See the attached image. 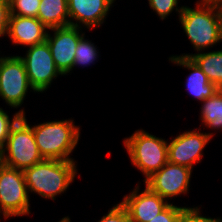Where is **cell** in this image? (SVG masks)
<instances>
[{"mask_svg":"<svg viewBox=\"0 0 222 222\" xmlns=\"http://www.w3.org/2000/svg\"><path fill=\"white\" fill-rule=\"evenodd\" d=\"M2 152L3 165L19 170L32 167L44 160L25 114L12 126Z\"/></svg>","mask_w":222,"mask_h":222,"instance_id":"5b68a950","label":"cell"},{"mask_svg":"<svg viewBox=\"0 0 222 222\" xmlns=\"http://www.w3.org/2000/svg\"><path fill=\"white\" fill-rule=\"evenodd\" d=\"M79 29L82 28L71 25L48 29L54 31V35L47 32L46 42L49 45L55 66L62 75L73 70L77 44L85 35V32L82 33V30Z\"/></svg>","mask_w":222,"mask_h":222,"instance_id":"8fae6325","label":"cell"},{"mask_svg":"<svg viewBox=\"0 0 222 222\" xmlns=\"http://www.w3.org/2000/svg\"><path fill=\"white\" fill-rule=\"evenodd\" d=\"M47 30L38 18L10 15L7 35L14 45L30 47L45 42Z\"/></svg>","mask_w":222,"mask_h":222,"instance_id":"5bb4252c","label":"cell"},{"mask_svg":"<svg viewBox=\"0 0 222 222\" xmlns=\"http://www.w3.org/2000/svg\"><path fill=\"white\" fill-rule=\"evenodd\" d=\"M10 18L9 0H0V37L7 35Z\"/></svg>","mask_w":222,"mask_h":222,"instance_id":"484cf974","label":"cell"},{"mask_svg":"<svg viewBox=\"0 0 222 222\" xmlns=\"http://www.w3.org/2000/svg\"><path fill=\"white\" fill-rule=\"evenodd\" d=\"M191 58L206 74L208 80L222 89V50L212 52H198L197 54L178 55Z\"/></svg>","mask_w":222,"mask_h":222,"instance_id":"e0dca14e","label":"cell"},{"mask_svg":"<svg viewBox=\"0 0 222 222\" xmlns=\"http://www.w3.org/2000/svg\"><path fill=\"white\" fill-rule=\"evenodd\" d=\"M123 142L132 164L144 175V181L168 162V142L163 138L138 129Z\"/></svg>","mask_w":222,"mask_h":222,"instance_id":"277c9868","label":"cell"},{"mask_svg":"<svg viewBox=\"0 0 222 222\" xmlns=\"http://www.w3.org/2000/svg\"><path fill=\"white\" fill-rule=\"evenodd\" d=\"M24 114H25L24 109H21L18 112H16L15 115H13L11 119L9 115L7 114V112H5L0 107V149L4 148L12 126Z\"/></svg>","mask_w":222,"mask_h":222,"instance_id":"44dd1931","label":"cell"},{"mask_svg":"<svg viewBox=\"0 0 222 222\" xmlns=\"http://www.w3.org/2000/svg\"><path fill=\"white\" fill-rule=\"evenodd\" d=\"M2 149H0V168L3 166V155Z\"/></svg>","mask_w":222,"mask_h":222,"instance_id":"f1b7e54d","label":"cell"},{"mask_svg":"<svg viewBox=\"0 0 222 222\" xmlns=\"http://www.w3.org/2000/svg\"><path fill=\"white\" fill-rule=\"evenodd\" d=\"M70 217L69 216H66V217H63L60 221L58 222H70Z\"/></svg>","mask_w":222,"mask_h":222,"instance_id":"83f0119b","label":"cell"},{"mask_svg":"<svg viewBox=\"0 0 222 222\" xmlns=\"http://www.w3.org/2000/svg\"><path fill=\"white\" fill-rule=\"evenodd\" d=\"M23 60L29 82L36 92H43L51 86L53 79L59 75L48 43L30 46L25 56H20Z\"/></svg>","mask_w":222,"mask_h":222,"instance_id":"ba28073f","label":"cell"},{"mask_svg":"<svg viewBox=\"0 0 222 222\" xmlns=\"http://www.w3.org/2000/svg\"><path fill=\"white\" fill-rule=\"evenodd\" d=\"M37 18L48 29L69 26L68 0H40Z\"/></svg>","mask_w":222,"mask_h":222,"instance_id":"2e32d148","label":"cell"},{"mask_svg":"<svg viewBox=\"0 0 222 222\" xmlns=\"http://www.w3.org/2000/svg\"><path fill=\"white\" fill-rule=\"evenodd\" d=\"M72 119L32 125L35 142L44 159L74 161L70 157L80 138V127Z\"/></svg>","mask_w":222,"mask_h":222,"instance_id":"3957f363","label":"cell"},{"mask_svg":"<svg viewBox=\"0 0 222 222\" xmlns=\"http://www.w3.org/2000/svg\"><path fill=\"white\" fill-rule=\"evenodd\" d=\"M98 222H131V220L125 207L119 203L114 205Z\"/></svg>","mask_w":222,"mask_h":222,"instance_id":"d4e9b609","label":"cell"},{"mask_svg":"<svg viewBox=\"0 0 222 222\" xmlns=\"http://www.w3.org/2000/svg\"><path fill=\"white\" fill-rule=\"evenodd\" d=\"M215 3L220 16V26H221V35H222V0H217L215 1Z\"/></svg>","mask_w":222,"mask_h":222,"instance_id":"4316f807","label":"cell"},{"mask_svg":"<svg viewBox=\"0 0 222 222\" xmlns=\"http://www.w3.org/2000/svg\"><path fill=\"white\" fill-rule=\"evenodd\" d=\"M115 0H68L70 25L92 29L106 19ZM76 21V22H75Z\"/></svg>","mask_w":222,"mask_h":222,"instance_id":"4fadbf2b","label":"cell"},{"mask_svg":"<svg viewBox=\"0 0 222 222\" xmlns=\"http://www.w3.org/2000/svg\"><path fill=\"white\" fill-rule=\"evenodd\" d=\"M29 192L23 170L0 168V213L8 217L30 214Z\"/></svg>","mask_w":222,"mask_h":222,"instance_id":"8992f818","label":"cell"},{"mask_svg":"<svg viewBox=\"0 0 222 222\" xmlns=\"http://www.w3.org/2000/svg\"><path fill=\"white\" fill-rule=\"evenodd\" d=\"M178 0H148L150 8L157 13L162 19H166L172 11H177L179 16L183 11L184 6L178 7Z\"/></svg>","mask_w":222,"mask_h":222,"instance_id":"7402d4cb","label":"cell"},{"mask_svg":"<svg viewBox=\"0 0 222 222\" xmlns=\"http://www.w3.org/2000/svg\"><path fill=\"white\" fill-rule=\"evenodd\" d=\"M76 161L44 159L40 163L23 170L28 192L40 195L44 199L55 200L61 195L77 175Z\"/></svg>","mask_w":222,"mask_h":222,"instance_id":"6da1fadb","label":"cell"},{"mask_svg":"<svg viewBox=\"0 0 222 222\" xmlns=\"http://www.w3.org/2000/svg\"><path fill=\"white\" fill-rule=\"evenodd\" d=\"M184 207H178L170 203L164 210L149 222H180Z\"/></svg>","mask_w":222,"mask_h":222,"instance_id":"603a6c76","label":"cell"},{"mask_svg":"<svg viewBox=\"0 0 222 222\" xmlns=\"http://www.w3.org/2000/svg\"><path fill=\"white\" fill-rule=\"evenodd\" d=\"M139 187L137 185L130 194L123 197L120 203L127 210L131 222H149L170 203L147 186L140 193Z\"/></svg>","mask_w":222,"mask_h":222,"instance_id":"7c38bea8","label":"cell"},{"mask_svg":"<svg viewBox=\"0 0 222 222\" xmlns=\"http://www.w3.org/2000/svg\"><path fill=\"white\" fill-rule=\"evenodd\" d=\"M179 22L197 52L222 41L220 16L215 1H197L193 9L184 6Z\"/></svg>","mask_w":222,"mask_h":222,"instance_id":"7a4b0ae2","label":"cell"},{"mask_svg":"<svg viewBox=\"0 0 222 222\" xmlns=\"http://www.w3.org/2000/svg\"><path fill=\"white\" fill-rule=\"evenodd\" d=\"M192 169L169 161L144 183L153 192L164 199L175 198L189 191Z\"/></svg>","mask_w":222,"mask_h":222,"instance_id":"9c48e42d","label":"cell"},{"mask_svg":"<svg viewBox=\"0 0 222 222\" xmlns=\"http://www.w3.org/2000/svg\"><path fill=\"white\" fill-rule=\"evenodd\" d=\"M10 15L37 18L40 0H9Z\"/></svg>","mask_w":222,"mask_h":222,"instance_id":"ffe728a7","label":"cell"},{"mask_svg":"<svg viewBox=\"0 0 222 222\" xmlns=\"http://www.w3.org/2000/svg\"><path fill=\"white\" fill-rule=\"evenodd\" d=\"M169 60L173 64L192 71L185 83L189 94L195 97L197 101L199 100L202 103L205 99L212 97L219 90L214 83L208 80L206 74L191 58L172 55L169 57Z\"/></svg>","mask_w":222,"mask_h":222,"instance_id":"9a60e30c","label":"cell"},{"mask_svg":"<svg viewBox=\"0 0 222 222\" xmlns=\"http://www.w3.org/2000/svg\"><path fill=\"white\" fill-rule=\"evenodd\" d=\"M213 133H203L200 128L178 134L168 142V161L193 169L194 164L200 163L203 149L208 145Z\"/></svg>","mask_w":222,"mask_h":222,"instance_id":"30bf717a","label":"cell"},{"mask_svg":"<svg viewBox=\"0 0 222 222\" xmlns=\"http://www.w3.org/2000/svg\"><path fill=\"white\" fill-rule=\"evenodd\" d=\"M198 207H184L180 217V222H222L220 218H209L200 214Z\"/></svg>","mask_w":222,"mask_h":222,"instance_id":"cb8c5ba5","label":"cell"},{"mask_svg":"<svg viewBox=\"0 0 222 222\" xmlns=\"http://www.w3.org/2000/svg\"><path fill=\"white\" fill-rule=\"evenodd\" d=\"M29 88L36 92L20 56L0 57V97L6 104L13 108L21 106Z\"/></svg>","mask_w":222,"mask_h":222,"instance_id":"52a82bcc","label":"cell"},{"mask_svg":"<svg viewBox=\"0 0 222 222\" xmlns=\"http://www.w3.org/2000/svg\"><path fill=\"white\" fill-rule=\"evenodd\" d=\"M202 103L200 110L202 124L210 129L222 130V89Z\"/></svg>","mask_w":222,"mask_h":222,"instance_id":"ac0fdd59","label":"cell"},{"mask_svg":"<svg viewBox=\"0 0 222 222\" xmlns=\"http://www.w3.org/2000/svg\"><path fill=\"white\" fill-rule=\"evenodd\" d=\"M84 37L85 36H83L77 44L73 68L77 65L87 66L91 63L93 64L95 60L98 59L99 52H97V47L94 45V43L88 39H85Z\"/></svg>","mask_w":222,"mask_h":222,"instance_id":"d6986e66","label":"cell"}]
</instances>
